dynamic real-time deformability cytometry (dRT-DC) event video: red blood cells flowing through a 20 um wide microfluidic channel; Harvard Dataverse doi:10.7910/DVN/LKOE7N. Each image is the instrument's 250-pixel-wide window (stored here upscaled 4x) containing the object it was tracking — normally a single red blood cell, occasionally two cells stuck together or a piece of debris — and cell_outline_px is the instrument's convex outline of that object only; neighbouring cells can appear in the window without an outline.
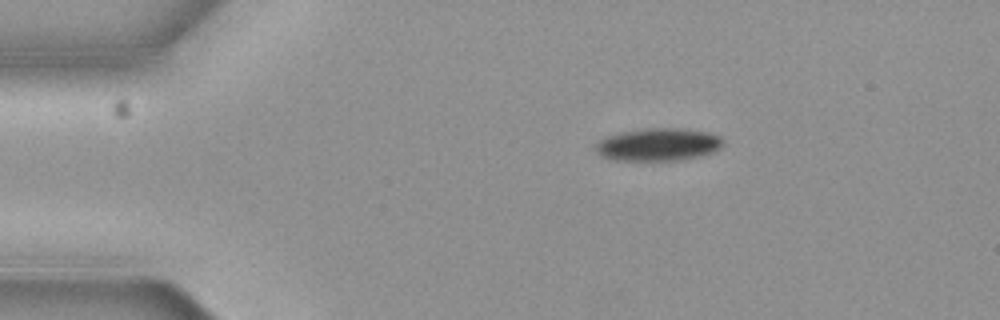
{"species": "common noctule bat (a hibernating species)", "species_latin": "Nyctalus noctula", "temperature_condition": "cold", "stored_images_in_passage": 2, "camera_frame_rate_fps": 3000, "um_per_image_px": 0.085, "animal": {"sex": "female", "body_mass_g": 19.3, "forearm_length_mm": 54.1}, "frame": {"image": 1, "passage_image": 1, "time_ms": 0.0, "image_size_px": [1000, 320], "cell_outline_px": [[720, 144], [712, 152], [700, 156], [680, 160], [616, 160], [604, 156], [596, 148], [596, 144], [600, 140], [608, 136], [624, 132], [648, 128], [676, 128], [708, 132], [716, 136], [720, 140]], "centroid_in_image_um": [55.93, 12.29], "position_along_channel_um": 29.1, "area_um2": 23.41}}